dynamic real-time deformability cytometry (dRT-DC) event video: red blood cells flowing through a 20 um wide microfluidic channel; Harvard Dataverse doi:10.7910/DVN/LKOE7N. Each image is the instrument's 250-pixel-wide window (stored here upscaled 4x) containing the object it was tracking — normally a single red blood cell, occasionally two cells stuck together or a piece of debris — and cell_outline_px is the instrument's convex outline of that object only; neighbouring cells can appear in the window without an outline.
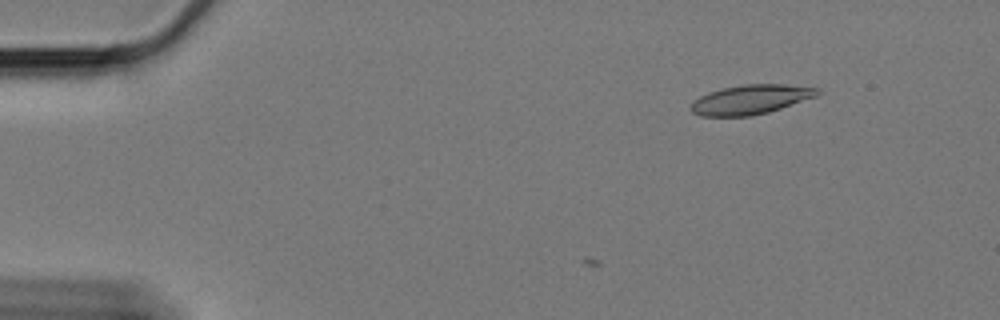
{"species": "Egyptian fruit bat (a non-hibernating species)", "species_latin": "Rousettus aegyptiacus", "temperature_condition": "cold", "stored_images_in_passage": 6, "camera_frame_rate_fps": 3000, "um_per_image_px": 0.085, "animal": {"sex": "female"}, "frame": {"image": 1, "passage_image": 6, "time_ms": 1.667, "image_size_px": [1000, 320], "cell_outline_px": [[820, 92], [816, 96], [768, 112], [752, 116], [700, 116], [692, 112], [688, 108], [692, 100], [708, 92], [724, 88], [744, 84], [784, 84], [820, 88]], "centroid_in_image_um": [63.75, 8.46], "position_along_channel_um": 21.2, "area_um2": 21.73}}